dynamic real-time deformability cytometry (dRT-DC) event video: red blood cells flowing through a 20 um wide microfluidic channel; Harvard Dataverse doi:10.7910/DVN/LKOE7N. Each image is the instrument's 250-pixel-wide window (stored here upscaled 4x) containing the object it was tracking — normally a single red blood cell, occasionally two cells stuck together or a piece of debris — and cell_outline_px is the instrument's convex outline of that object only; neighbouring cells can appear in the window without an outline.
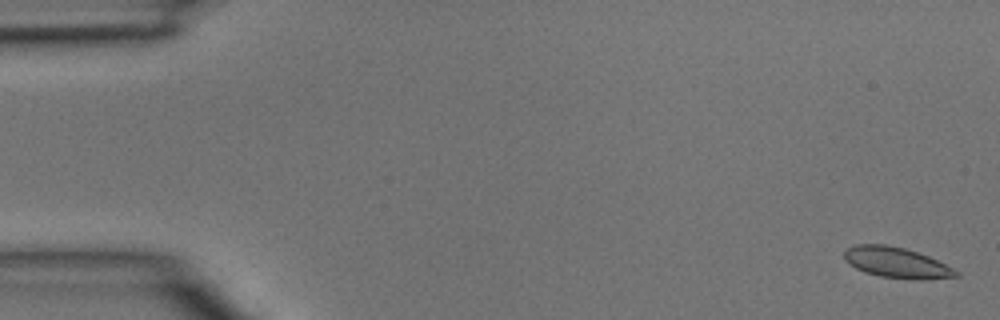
{"species": "common noctule bat (a hibernating species)", "species_latin": "Nyctalus noctula", "temperature_condition": "room temperature", "stored_images_in_passage": 46, "camera_frame_rate_fps": 3000, "um_per_image_px": 0.085, "animal": {"sex": "male", "body_mass_g": 15.6}, "frame": {"image": 1, "passage_image": 1, "time_ms": 0.0, "image_size_px": [1000, 320], "cell_outline_px": [[960, 276], [920, 280], [916, 280], [880, 276], [864, 272], [848, 264], [844, 260], [844, 248], [856, 244], [884, 244], [904, 248], [928, 256], [960, 272]], "centroid_in_image_um": [76.16, 22.32], "position_along_channel_um": 8.8, "area_um2": 20.0}}
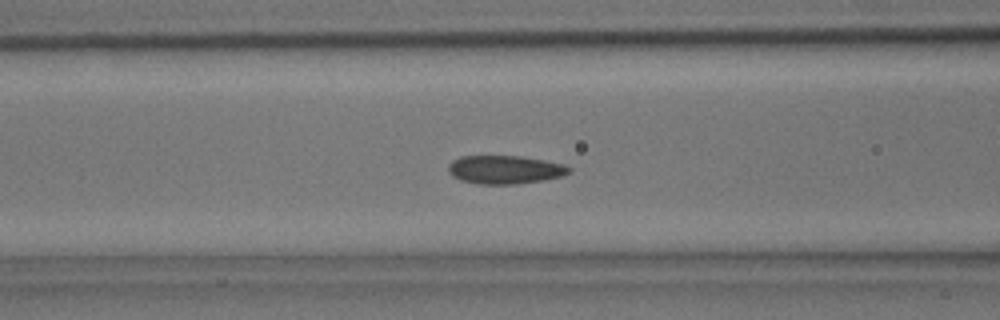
{"frame": {"image": 2, "passage_image": 18, "time_ms": 5.667, "image_size_px": [1000, 320], "cell_outline_px": [[572, 172], [564, 176], [544, 180], [516, 184], [480, 184], [460, 180], [452, 176], [448, 172], [448, 164], [452, 160], [460, 156], [520, 156], [544, 160], [564, 164], [572, 168]], "centroid_in_image_um": [42.93, 14.42], "position_along_channel_um": 123.7, "area_um2": 20.23}}
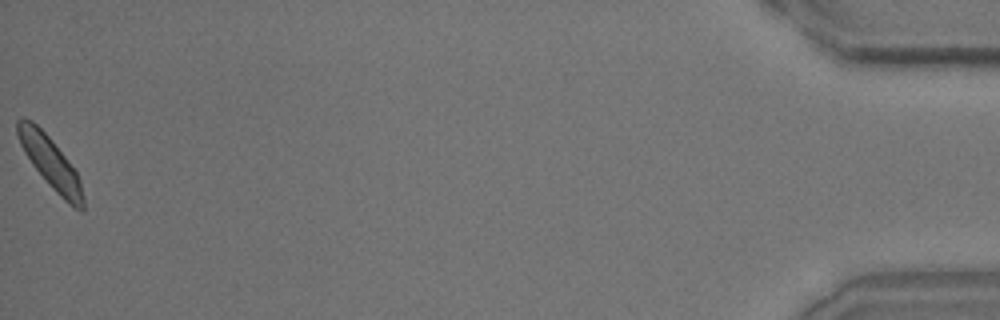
{"frame": {"image": 3, "passage_image": 46, "time_ms": 15.0, "image_size_px": [1000, 320], "cell_outline_px": [[84, 208], [80, 212], [68, 204], [52, 188], [32, 164], [24, 152], [20, 144], [16, 132], [16, 120], [24, 116], [32, 120], [52, 140], [76, 172], [80, 180], [84, 200]], "centroid_in_image_um": [4.26, 13.81], "position_along_channel_um": 430.9, "area_um2": 19.54}}